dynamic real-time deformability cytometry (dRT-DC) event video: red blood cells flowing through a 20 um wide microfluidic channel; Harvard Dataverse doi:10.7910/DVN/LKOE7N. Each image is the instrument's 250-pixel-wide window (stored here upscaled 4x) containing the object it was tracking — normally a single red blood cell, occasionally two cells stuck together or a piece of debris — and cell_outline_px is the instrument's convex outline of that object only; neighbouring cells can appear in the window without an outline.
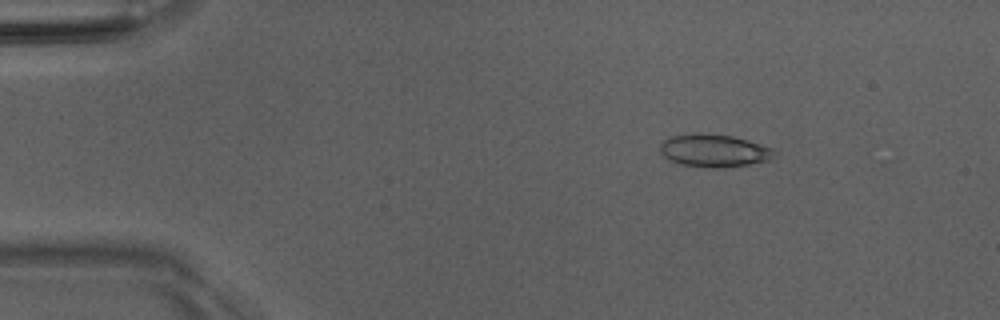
{"species": "Egyptian fruit bat (a non-hibernating species)", "species_latin": "Rousettus aegyptiacus", "temperature_condition": "room temperature", "stored_images_in_passage": 49, "camera_frame_rate_fps": 3000, "um_per_image_px": 0.085, "animal": {"sex": "male"}, "frame": {"image": 1, "passage_image": 7, "time_ms": 2.0, "image_size_px": [1000, 320], "cell_outline_px": [[780, 152], [768, 160], [748, 164], [724, 168], [704, 168], [680, 164], [668, 160], [660, 152], [660, 144], [668, 136], [692, 132], [700, 132], [732, 136], [748, 140], [772, 148]], "centroid_in_image_um": [60.66, 12.79], "position_along_channel_um": 24.3, "area_um2": 22.31}}
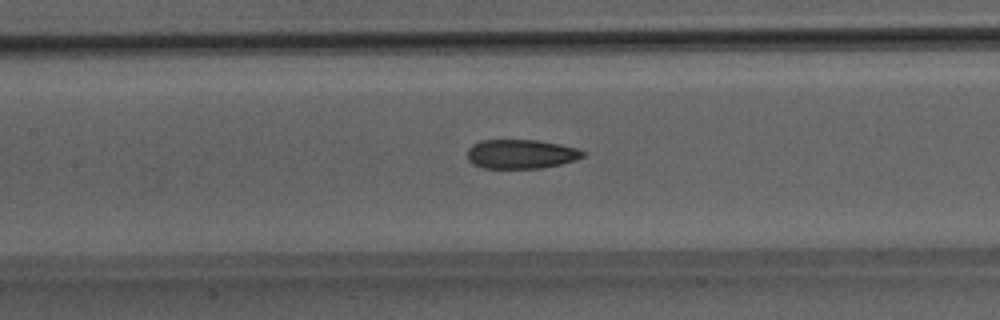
{"frame": {"image": 2, "passage_image": 23, "time_ms": 7.333, "image_size_px": [1000, 320], "cell_outline_px": [[588, 152], [584, 156], [576, 160], [560, 164], [540, 168], [484, 168], [472, 164], [468, 160], [468, 148], [472, 144], [480, 140], [540, 140], [560, 144], [576, 148]], "centroid_in_image_um": [44.29, 13.09], "position_along_channel_um": 163.1, "area_um2": 19.83}}
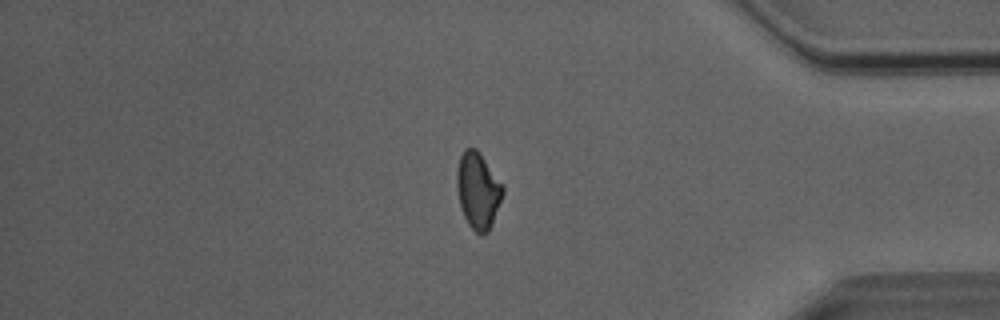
{"frame": {"image": 3, "passage_image": 42, "time_ms": 13.667, "image_size_px": [1000, 320], "cell_outline_px": [[504, 192], [492, 224], [488, 232], [480, 236], [468, 224], [464, 216], [460, 204], [456, 184], [456, 172], [460, 156], [464, 148], [476, 148], [480, 152], [504, 188]], "centroid_in_image_um": [40.62, 16.19], "position_along_channel_um": 394.6, "area_um2": 20.35}, "authors_computed_cell_mechanics": {"area_um2": 20.9236, "velocity_mm_per_s": 4.0802, "shape_relaxation_time_tau1_ms": 6.2635, "shape_relaxation_time_tau2_ms": 2.8783, "deformation_change_tau1": 0.1505, "deformation_change_tau2": 0.102}}